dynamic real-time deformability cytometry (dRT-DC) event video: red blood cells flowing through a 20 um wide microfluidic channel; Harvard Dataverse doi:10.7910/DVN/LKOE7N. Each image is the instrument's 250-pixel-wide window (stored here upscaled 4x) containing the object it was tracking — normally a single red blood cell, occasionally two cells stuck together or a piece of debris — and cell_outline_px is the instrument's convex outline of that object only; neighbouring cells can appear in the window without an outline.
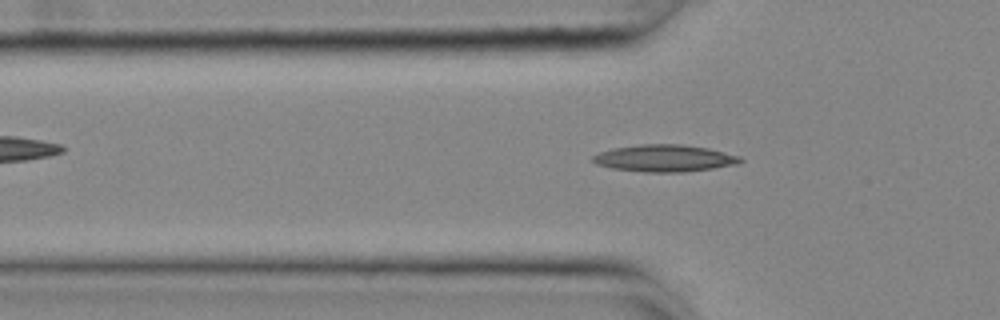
{"species": "common noctule bat (a hibernating species)", "species_latin": "Nyctalus noctula", "temperature_condition": "cold", "stored_images_in_passage": 50, "camera_frame_rate_fps": 3000, "um_per_image_px": 0.085, "animal": {"sex": "female", "body_mass_g": 25.1}, "frame": {"image": 1, "passage_image": 17, "time_ms": 5.333, "image_size_px": [1000, 320], "cell_outline_px": [[744, 160], [740, 164], [684, 172], [644, 172], [612, 168], [596, 164], [592, 160], [592, 156], [600, 152], [612, 148], [640, 144], [680, 144], [708, 148], [740, 156]], "centroid_in_image_um": [56.49, 13.45], "position_along_channel_um": 69.3, "area_um2": 23.24}}
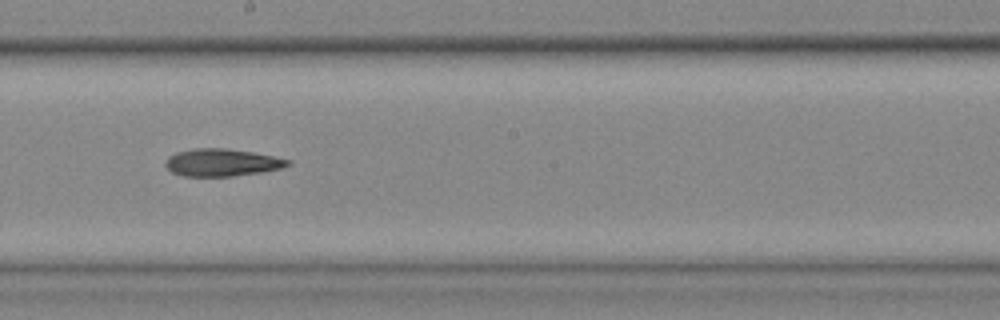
{"frame": {"image": 2, "passage_image": 30, "time_ms": 9.667, "image_size_px": [1000, 320], "cell_outline_px": [[292, 164], [280, 168], [260, 172], [232, 176], [184, 176], [172, 172], [164, 164], [168, 156], [176, 152], [196, 148], [224, 148], [252, 152], [292, 160]], "centroid_in_image_um": [18.85, 13.81], "position_along_channel_um": 229.4, "area_um2": 19.42}}
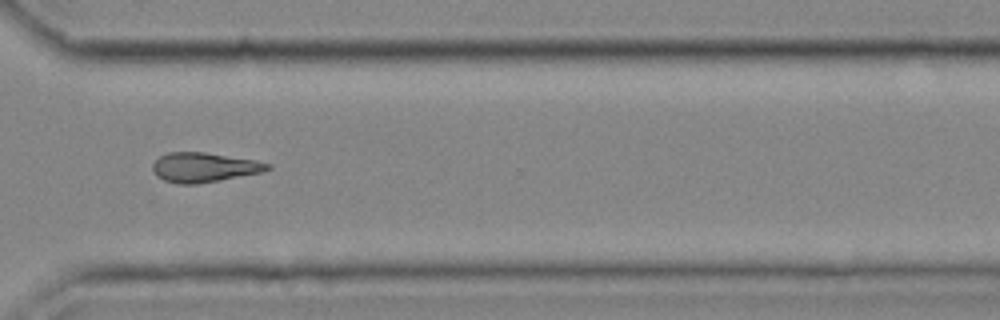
{"frame": {"image": 3, "passage_image": 40, "time_ms": 13.0, "image_size_px": [1000, 320], "cell_outline_px": [[272, 168], [260, 172], [196, 184], [180, 184], [164, 180], [156, 176], [152, 168], [152, 164], [160, 156], [168, 152], [204, 152], [252, 160], [272, 164]], "centroid_in_image_um": [17.29, 14.22], "position_along_channel_um": 353.3, "area_um2": 19.42}, "authors_computed_cell_mechanics": {"area_um2": 19.7098, "velocity_mm_per_s": 3.7011, "shape_relaxation_time_tau1_ms": null, "shape_relaxation_time_tau2_ms": 7.2866, "deformation_change_tau1": null, "deformation_change_tau2": 0.1826}}